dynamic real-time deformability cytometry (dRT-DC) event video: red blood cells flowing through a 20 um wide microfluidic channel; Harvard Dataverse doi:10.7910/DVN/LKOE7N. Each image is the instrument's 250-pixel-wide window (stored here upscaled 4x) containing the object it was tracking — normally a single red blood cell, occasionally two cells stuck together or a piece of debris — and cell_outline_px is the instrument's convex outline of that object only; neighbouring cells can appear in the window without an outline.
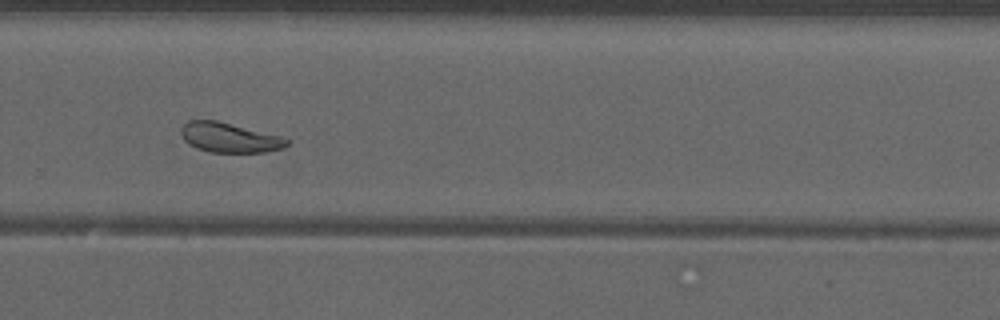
{"species": "common noctule bat (a hibernating species)", "species_latin": "Nyctalus noctula", "temperature_condition": "warm", "stored_images_in_passage": 36, "camera_frame_rate_fps": 3000, "um_per_image_px": 0.085, "animal": {"sex": "male", "forearm_length_mm": 52.5}, "frame": {"image": 1, "passage_image": 21, "time_ms": 6.667, "image_size_px": [1000, 320], "cell_outline_px": [[292, 140], [284, 148], [264, 152], [212, 152], [196, 148], [188, 144], [184, 140], [180, 132], [180, 128], [188, 120], [216, 120], [280, 136]], "centroid_in_image_um": [19.49, 11.7], "position_along_channel_um": 310.3, "area_um2": 18.32}, "authors_computed_cell_mechanics": {"area_um2": 19.2474, "velocity_mm_per_s": 3.907, "shape_relaxation_time_tau1_ms": null, "shape_relaxation_time_tau2_ms": 0.5314, "deformation_change_tau1": null, "deformation_change_tau2": 0.0543}}